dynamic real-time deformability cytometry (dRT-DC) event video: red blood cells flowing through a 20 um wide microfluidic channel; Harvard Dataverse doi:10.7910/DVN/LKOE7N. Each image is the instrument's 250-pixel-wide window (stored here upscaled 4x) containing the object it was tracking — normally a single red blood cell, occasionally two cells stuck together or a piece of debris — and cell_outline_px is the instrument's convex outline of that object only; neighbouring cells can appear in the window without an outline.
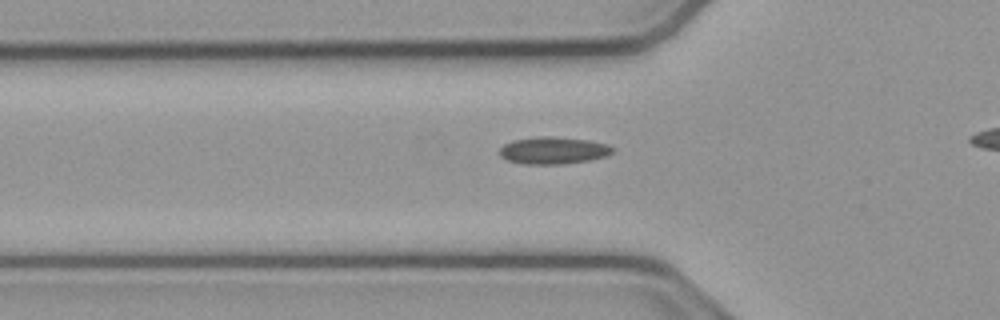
{"species": "common noctule bat (a hibernating species)", "species_latin": "Nyctalus noctula", "temperature_condition": "cold", "stored_images_in_passage": 31, "camera_frame_rate_fps": 3000, "um_per_image_px": 0.085, "animal": {"sex": "male", "body_mass_g": 23.1, "forearm_length_mm": 52.7}, "frame": {"image": 1, "passage_image": 5, "time_ms": 1.333, "image_size_px": [1000, 320], "cell_outline_px": [[612, 152], [608, 156], [592, 160], [564, 164], [524, 164], [508, 160], [500, 156], [500, 148], [504, 144], [512, 140], [540, 136], [552, 136], [588, 140], [608, 144], [612, 148]], "centroid_in_image_um": [47.04, 12.79], "position_along_channel_um": 78.8, "area_um2": 17.98}}
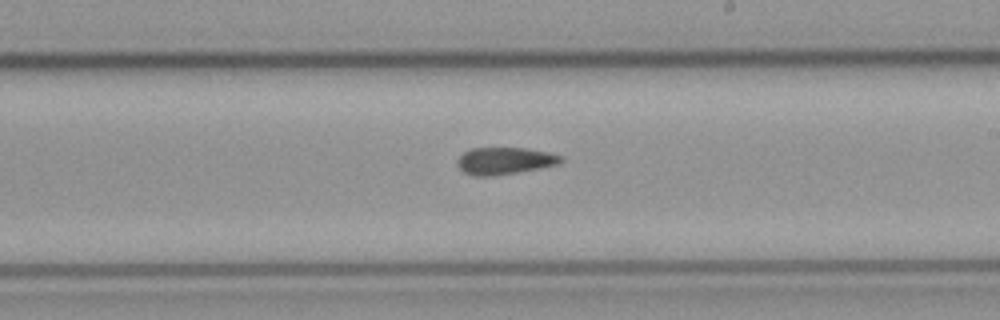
{"frame": {"image": 2, "passage_image": 18, "time_ms": 5.667, "image_size_px": [1000, 320], "cell_outline_px": [[564, 160], [556, 164], [540, 168], [492, 176], [472, 176], [464, 172], [456, 164], [456, 160], [464, 152], [472, 148], [524, 148], [548, 152], [560, 156]], "centroid_in_image_um": [42.84, 13.67], "position_along_channel_um": 246.2, "area_um2": 16.18}}
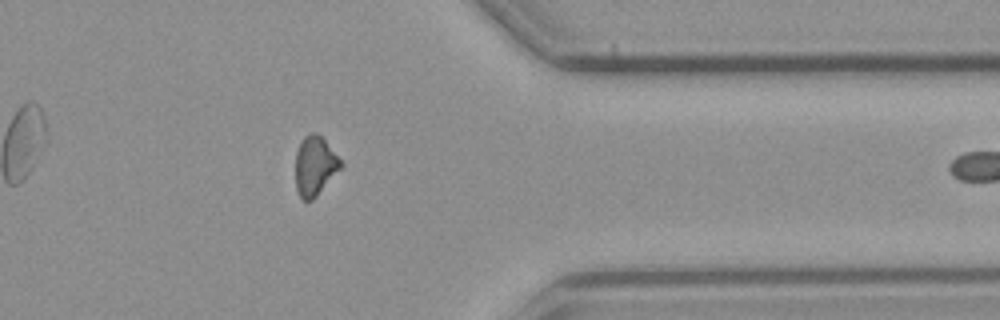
{"frame": {"image": 3, "passage_image": 30, "time_ms": 9.667, "image_size_px": [1000, 320], "cell_outline_px": [[344, 168], [312, 200], [300, 200], [296, 188], [296, 152], [304, 136], [312, 132], [316, 132], [324, 140], [344, 164]], "centroid_in_image_um": [26.79, 14.13], "position_along_channel_um": 384.6, "area_um2": 15.78}}